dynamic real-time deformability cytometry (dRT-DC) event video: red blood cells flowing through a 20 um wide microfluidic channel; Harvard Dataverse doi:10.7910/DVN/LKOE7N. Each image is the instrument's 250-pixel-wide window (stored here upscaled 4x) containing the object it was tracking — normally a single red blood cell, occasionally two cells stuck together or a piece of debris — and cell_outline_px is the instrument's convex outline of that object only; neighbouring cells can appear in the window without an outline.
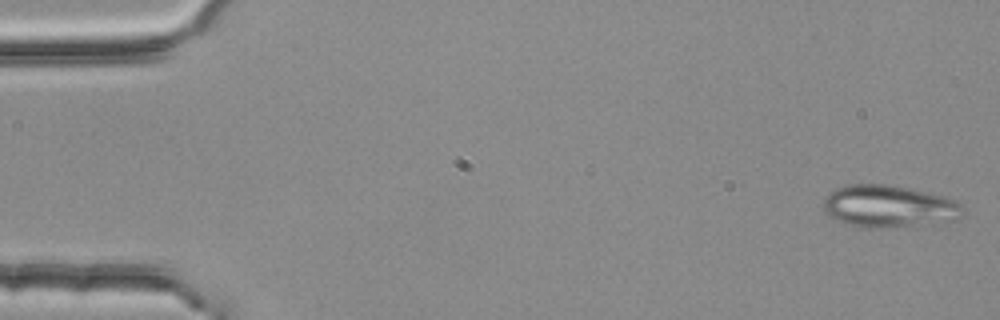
{"species": "common noctule bat (a hibernating species)", "species_latin": "Nyctalus noctula", "temperature_condition": "room temperature", "stored_images_in_passage": 4, "camera_frame_rate_fps": 3000, "um_per_image_px": 0.085, "animal": {"sex": "female", "body_mass_g": 25.1}, "frame": {"image": 1, "passage_image": 1, "time_ms": 0.0, "image_size_px": [1000, 320], "cell_outline_px": [[964, 208], [960, 220], [896, 228], [868, 228], [852, 224], [840, 220], [824, 212], [824, 200], [836, 188], [844, 184], [888, 184], [924, 192], [940, 196], [952, 200], [960, 204]], "centroid_in_image_um": [75.59, 17.55], "position_along_channel_um": 9.4, "area_um2": 34.04}}